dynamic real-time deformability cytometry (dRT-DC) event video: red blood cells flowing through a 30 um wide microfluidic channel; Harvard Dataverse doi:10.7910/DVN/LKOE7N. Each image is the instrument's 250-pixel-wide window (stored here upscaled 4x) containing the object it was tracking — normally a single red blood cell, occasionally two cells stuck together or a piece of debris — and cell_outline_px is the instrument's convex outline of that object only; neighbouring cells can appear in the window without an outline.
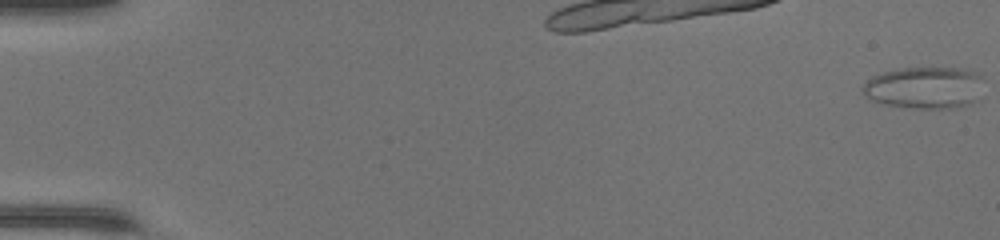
{"species": "common noctule bat (a hibernating species)", "species_latin": "Nyctalus noctula", "temperature_condition": "warm", "stored_images_in_passage": 49, "camera_frame_rate_fps": 3000, "um_per_image_px": 0.085, "animal": {"sex": "female", "body_mass_g": 17.0, "forearm_length_mm": 48.0}, "frame": {"image": 1, "passage_image": 1, "time_ms": 0.0, "image_size_px": [1000, 240], "cell_outline_px": [[984, 80], [980, 100], [972, 104], [956, 108], [908, 108], [884, 104], [872, 100], [860, 92], [860, 88], [872, 76], [884, 72], [900, 68], [960, 68], [976, 72]], "centroid_in_image_um": [78.63, 7.47], "position_along_channel_um": 6.4, "area_um2": 30.17}}
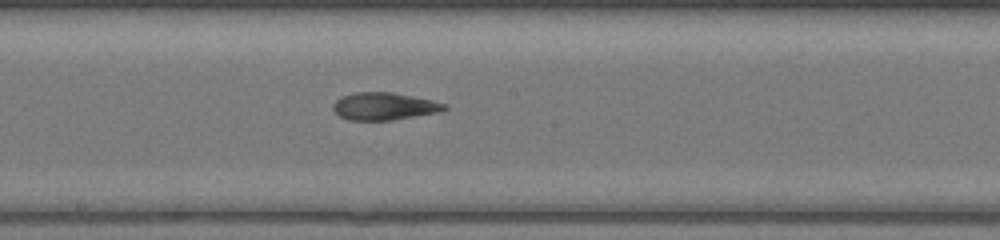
{"frame": {"image": 2, "passage_image": 28, "time_ms": 9.0, "image_size_px": [1000, 240], "cell_outline_px": [[448, 108], [440, 112], [392, 120], [348, 120], [340, 116], [332, 108], [332, 104], [336, 100], [344, 96], [356, 92], [392, 92], [432, 100], [448, 104]], "centroid_in_image_um": [32.68, 9.03], "position_along_channel_um": 215.5, "area_um2": 17.8}}
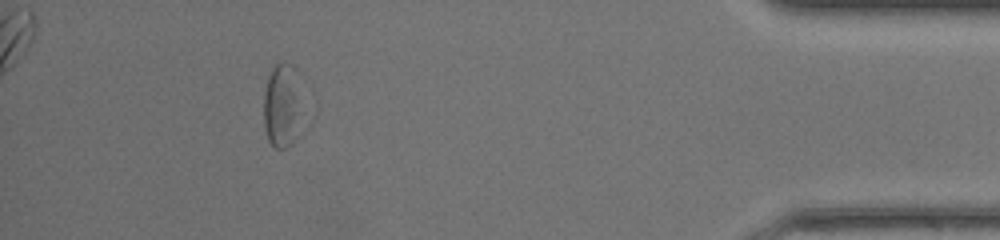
{"frame": {"image": 3, "passage_image": 45, "time_ms": 14.667, "image_size_px": [1000, 240], "cell_outline_px": [[300, 112], [292, 144], [284, 148], [276, 148], [268, 140], [264, 128], [264, 92], [268, 76], [272, 68], [276, 64], [280, 64], [284, 68]], "centroid_in_image_um": [23.79, 9.26], "position_along_channel_um": 411.4, "area_um2": 16.01}, "authors_computed_cell_mechanics": {"area_um2": 18.785, "velocity_mm_per_s": 4.3703, "shape_relaxation_time_tau1_ms": null, "shape_relaxation_time_tau2_ms": 3.2397, "deformation_change_tau1": null, "deformation_change_tau2": 0.1416}}